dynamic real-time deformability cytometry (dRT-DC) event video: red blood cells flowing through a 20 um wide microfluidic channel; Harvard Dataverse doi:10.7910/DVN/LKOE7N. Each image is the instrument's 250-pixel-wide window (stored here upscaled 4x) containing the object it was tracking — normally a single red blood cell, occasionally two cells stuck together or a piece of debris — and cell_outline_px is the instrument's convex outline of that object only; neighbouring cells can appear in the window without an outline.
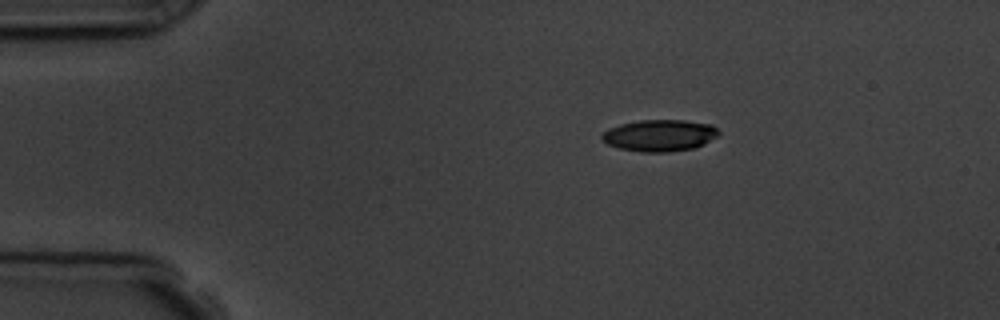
{"species": "common noctule bat (a hibernating species)", "species_latin": "Nyctalus noctula", "temperature_condition": "room temperature", "stored_images_in_passage": 7, "camera_frame_rate_fps": 3000, "um_per_image_px": 0.085, "animal": {"sex": "male", "body_mass_g": 19.5, "forearm_length_mm": 54.6}, "frame": {"image": 1, "passage_image": 1, "time_ms": 0.0, "image_size_px": [1000, 320], "cell_outline_px": [[720, 132], [716, 136], [704, 144], [692, 148], [668, 152], [640, 152], [620, 148], [608, 144], [600, 136], [608, 128], [620, 124], [640, 120], [684, 120], [712, 124]], "centroid_in_image_um": [56.07, 11.5], "position_along_channel_um": 28.9, "area_um2": 21.44}}
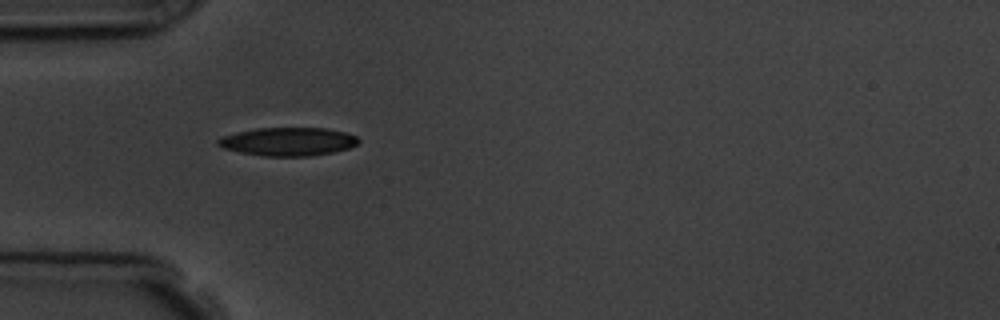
{"frame": {"image": 2, "passage_image": 3, "time_ms": 2.333, "image_size_px": [1000, 320], "cell_outline_px": [[360, 140], [356, 144], [348, 148], [332, 152], [312, 156], [260, 156], [240, 152], [224, 148], [216, 144], [216, 140], [224, 136], [236, 132], [256, 128], [328, 128], [344, 132], [356, 136]], "centroid_in_image_um": [24.47, 12.03], "position_along_channel_um": 60.5, "area_um2": 23.18}}
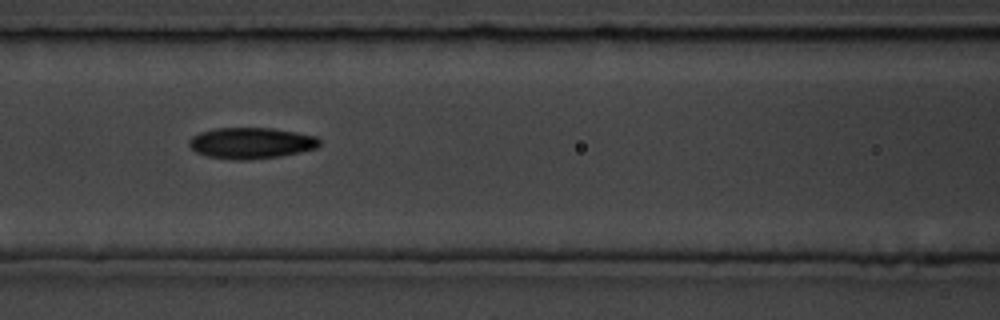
{"frame": {"image": 3, "passage_image": 5, "time_ms": 4.667, "image_size_px": [1000, 320], "cell_outline_px": [[320, 144], [316, 148], [300, 152], [280, 156], [248, 160], [236, 160], [208, 156], [196, 152], [188, 144], [188, 140], [192, 136], [200, 132], [216, 128], [272, 128], [296, 132], [316, 136], [320, 140]], "centroid_in_image_um": [21.34, 12.16], "position_along_channel_um": 145.3, "area_um2": 23.64}}